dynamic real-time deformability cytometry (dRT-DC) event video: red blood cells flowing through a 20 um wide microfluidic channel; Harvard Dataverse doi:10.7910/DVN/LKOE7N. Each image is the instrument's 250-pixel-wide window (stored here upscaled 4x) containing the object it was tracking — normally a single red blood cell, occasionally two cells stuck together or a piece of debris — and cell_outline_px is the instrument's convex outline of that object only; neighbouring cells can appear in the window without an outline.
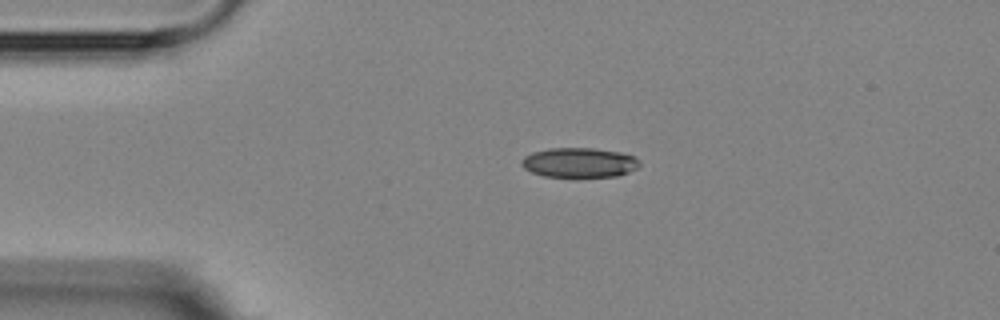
{"species": "Egyptian fruit bat (a non-hibernating species)", "species_latin": "Rousettus aegyptiacus", "temperature_condition": "room temperature", "stored_images_in_passage": 3, "camera_frame_rate_fps": 3000, "um_per_image_px": 0.085, "animal": {"sex": "female"}, "frame": {"image": 1, "passage_image": 1, "time_ms": 0.0, "image_size_px": [1000, 320], "cell_outline_px": [[640, 164], [636, 168], [628, 172], [616, 176], [576, 180], [544, 176], [532, 172], [524, 168], [520, 164], [520, 160], [524, 156], [532, 152], [548, 148], [596, 148], [620, 152], [636, 156], [640, 160]], "centroid_in_image_um": [49.23, 13.86], "position_along_channel_um": 35.8, "area_um2": 21.5}}